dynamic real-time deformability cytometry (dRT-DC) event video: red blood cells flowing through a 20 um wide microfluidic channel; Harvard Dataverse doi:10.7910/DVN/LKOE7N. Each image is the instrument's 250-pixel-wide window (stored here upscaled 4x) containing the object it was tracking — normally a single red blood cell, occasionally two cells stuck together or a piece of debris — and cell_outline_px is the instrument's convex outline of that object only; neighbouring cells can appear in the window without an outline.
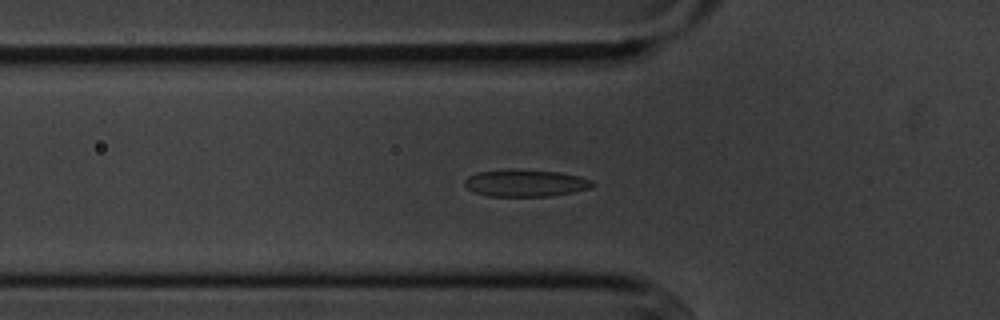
{"species": "common noctule bat (a hibernating species)", "species_latin": "Nyctalus noctula", "temperature_condition": "cold", "stored_images_in_passage": 37, "camera_frame_rate_fps": 3000, "um_per_image_px": 0.085, "animal": {"sex": "male", "body_mass_g": 20.1, "forearm_length_mm": 53.5}, "frame": {"image": 1, "passage_image": 13, "time_ms": 4.0, "image_size_px": [1000, 320], "cell_outline_px": [[596, 184], [588, 188], [572, 192], [548, 196], [488, 196], [472, 192], [464, 184], [464, 180], [468, 176], [476, 172], [560, 172], [580, 176], [592, 180]], "centroid_in_image_um": [44.68, 15.61], "position_along_channel_um": 81.1, "area_um2": 19.19}}
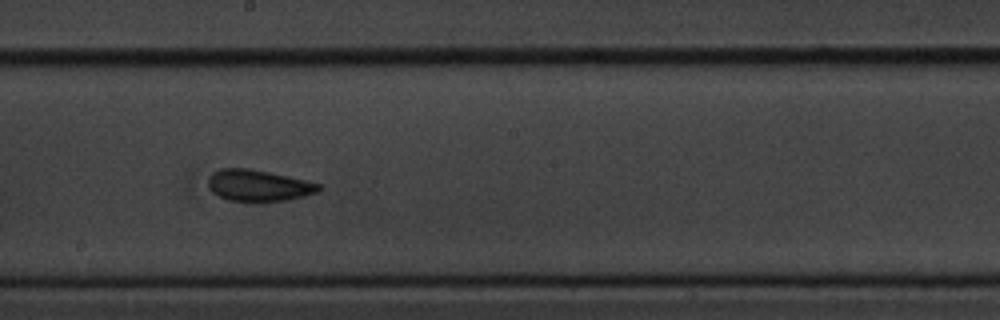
{"frame": {"image": 2, "passage_image": 25, "time_ms": 8.0, "image_size_px": [1000, 320], "cell_outline_px": [[324, 188], [316, 192], [304, 196], [288, 200], [260, 204], [252, 204], [228, 200], [212, 192], [208, 188], [208, 176], [212, 172], [220, 168], [248, 168], [268, 172], [324, 184]], "centroid_in_image_um": [21.97, 15.81], "position_along_channel_um": 226.2, "area_um2": 21.1}}
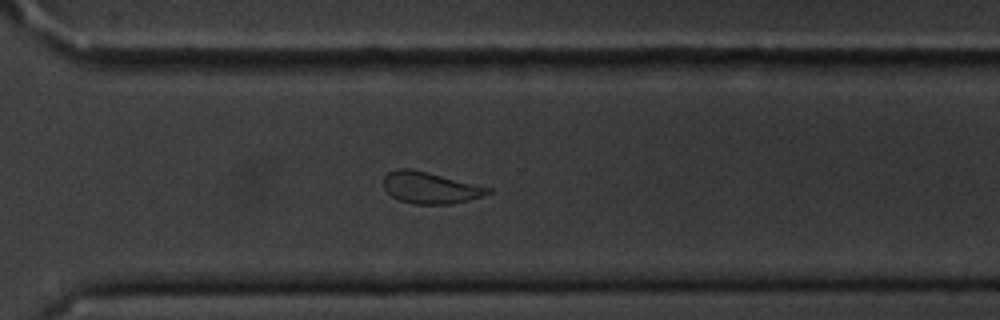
{"frame": {"image": 3, "passage_image": 34, "time_ms": 11.0, "image_size_px": [1000, 320], "cell_outline_px": [[492, 192], [468, 200], [452, 204], [416, 204], [400, 200], [392, 196], [384, 188], [384, 176], [388, 172], [396, 168], [412, 168], [492, 188]], "centroid_in_image_um": [36.55, 15.94], "position_along_channel_um": 334.0, "area_um2": 19.13}, "authors_computed_cell_mechanics": {"area_um2": 20.3456, "velocity_mm_per_s": 3.6074, "shape_relaxation_time_tau1_ms": 2.3822, "shape_relaxation_time_tau2_ms": 1.9038, "deformation_change_tau1": 0.1091, "deformation_change_tau2": 0.0841}}